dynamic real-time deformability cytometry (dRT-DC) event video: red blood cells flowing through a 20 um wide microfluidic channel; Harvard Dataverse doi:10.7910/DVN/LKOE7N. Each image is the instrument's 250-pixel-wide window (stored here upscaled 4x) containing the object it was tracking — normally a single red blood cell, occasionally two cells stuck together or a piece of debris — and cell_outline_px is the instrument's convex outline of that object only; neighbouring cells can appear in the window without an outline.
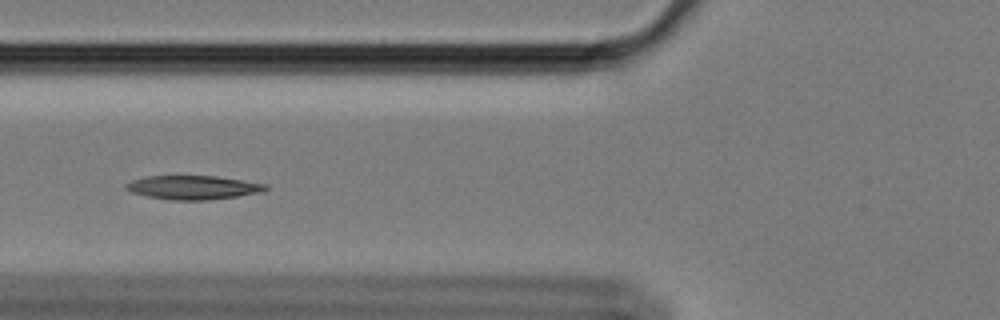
{"species": "Egyptian fruit bat (a non-hibernating species)", "species_latin": "Rousettus aegyptiacus", "temperature_condition": "cold", "stored_images_in_passage": 59, "segment_of_instrument_passage": [1, 2], "camera_frame_rate_fps": 3000, "um_per_image_px": 0.085, "animal": {"sex": "female"}, "frame": {"image": 1, "passage_image": 22, "time_ms": 7.0, "image_size_px": [1000, 320], "cell_outline_px": [[268, 188], [264, 192], [208, 200], [168, 200], [148, 196], [132, 192], [124, 188], [124, 184], [132, 180], [148, 176], [216, 176], [268, 184]], "centroid_in_image_um": [16.42, 15.93], "position_along_channel_um": 109.4, "area_um2": 19.42}}
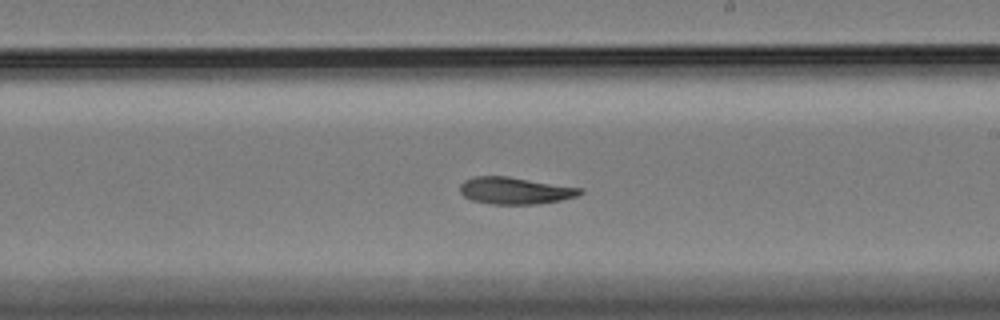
{"frame": {"image": 2, "passage_image": 34, "time_ms": 11.0, "image_size_px": [1000, 320], "cell_outline_px": [[584, 192], [580, 196], [560, 200], [536, 204], [492, 204], [472, 200], [464, 196], [460, 192], [460, 184], [464, 180], [472, 176], [508, 176], [584, 188]], "centroid_in_image_um": [43.81, 16.19], "position_along_channel_um": 245.2, "area_um2": 19.07}}
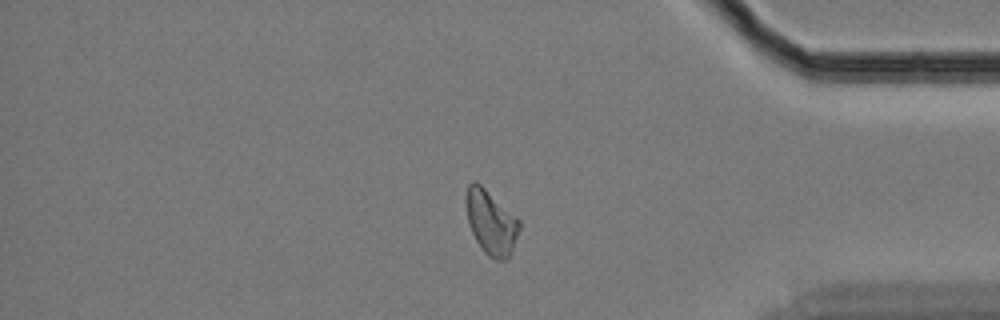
{"frame": {"image": 3, "passage_image": 49, "time_ms": 16.0, "image_size_px": [1000, 320], "cell_outline_px": [[520, 228], [512, 252], [504, 260], [496, 260], [488, 256], [484, 252], [476, 240], [468, 224], [468, 184], [472, 180], [476, 180], [516, 216], [520, 220]], "centroid_in_image_um": [41.77, 18.92], "position_along_channel_um": 393.4, "area_um2": 19.59}}